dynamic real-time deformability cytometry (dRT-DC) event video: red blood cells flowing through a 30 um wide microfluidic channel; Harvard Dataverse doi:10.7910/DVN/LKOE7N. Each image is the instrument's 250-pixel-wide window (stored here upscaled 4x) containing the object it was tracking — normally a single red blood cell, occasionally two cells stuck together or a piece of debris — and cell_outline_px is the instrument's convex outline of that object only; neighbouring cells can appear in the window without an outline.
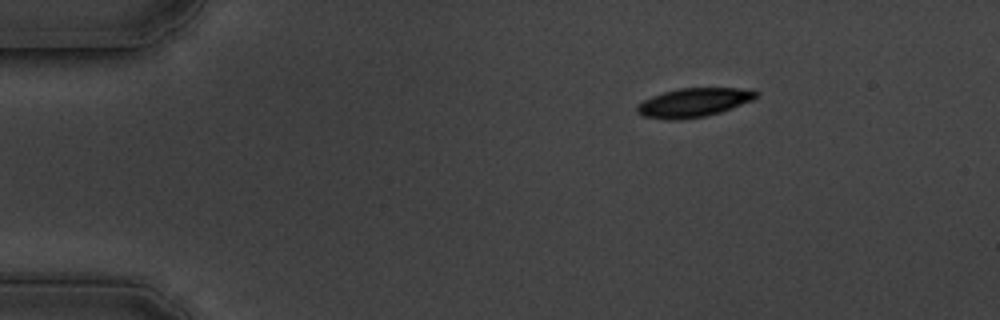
{"species": "common noctule bat (a hibernating species)", "species_latin": "Nyctalus noctula", "temperature_condition": "cold", "stored_images_in_passage": 51, "camera_frame_rate_fps": 3000, "um_per_image_px": 0.085, "animal": {"sex": "male", "body_mass_g": 19.5, "forearm_length_mm": 54.6}, "frame": {"image": 1, "passage_image": 1, "time_ms": 0.0, "image_size_px": [1000, 320], "cell_outline_px": [[760, 92], [752, 100], [720, 112], [704, 116], [680, 120], [668, 120], [644, 116], [636, 112], [636, 108], [644, 100], [652, 96], [664, 92], [680, 88], [736, 88]], "centroid_in_image_um": [58.93, 8.72], "position_along_channel_um": 26.1, "area_um2": 19.71}}
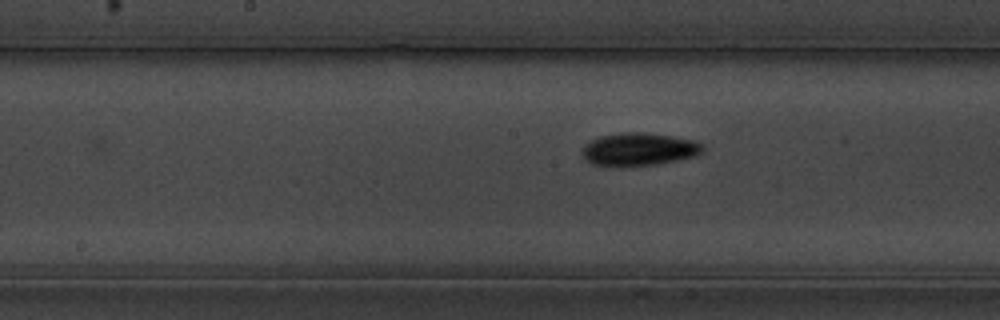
{"frame": {"image": 2, "passage_image": 22, "time_ms": 7.0, "image_size_px": [1000, 320], "cell_outline_px": [[704, 152], [696, 156], [680, 160], [656, 164], [620, 168], [592, 164], [584, 160], [584, 144], [600, 136], [624, 132], [640, 132], [672, 136], [692, 140], [704, 144]], "centroid_in_image_um": [54.33, 12.72], "position_along_channel_um": 193.9, "area_um2": 23.47}}
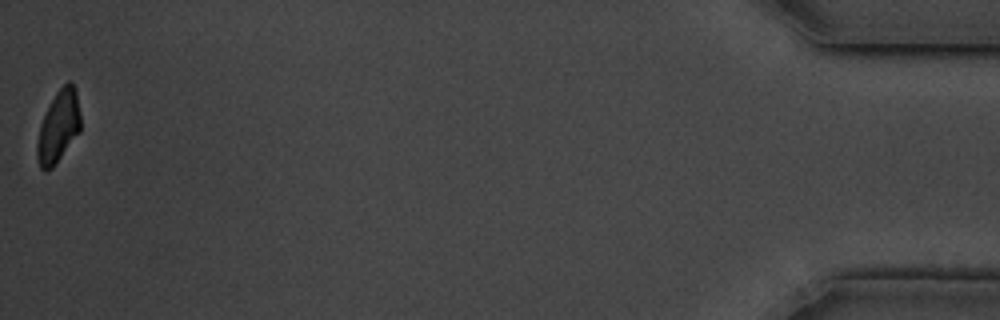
{"frame": {"image": 3, "passage_image": 51, "time_ms": 16.667, "image_size_px": [1000, 320], "cell_outline_px": [[80, 132], [52, 168], [44, 172], [40, 168], [36, 156], [36, 144], [40, 124], [56, 92], [68, 80], [72, 80], [76, 88], [80, 112]], "centroid_in_image_um": [4.97, 10.76], "position_along_channel_um": 430.2, "area_um2": 18.32}, "authors_computed_cell_mechanics": {"area_um2": 20.6346, "velocity_mm_per_s": 3.3845, "shape_relaxation_time_tau1_ms": 3.6587, "shape_relaxation_time_tau2_ms": null, "deformation_change_tau1": 0.1185, "deformation_change_tau2": null}}